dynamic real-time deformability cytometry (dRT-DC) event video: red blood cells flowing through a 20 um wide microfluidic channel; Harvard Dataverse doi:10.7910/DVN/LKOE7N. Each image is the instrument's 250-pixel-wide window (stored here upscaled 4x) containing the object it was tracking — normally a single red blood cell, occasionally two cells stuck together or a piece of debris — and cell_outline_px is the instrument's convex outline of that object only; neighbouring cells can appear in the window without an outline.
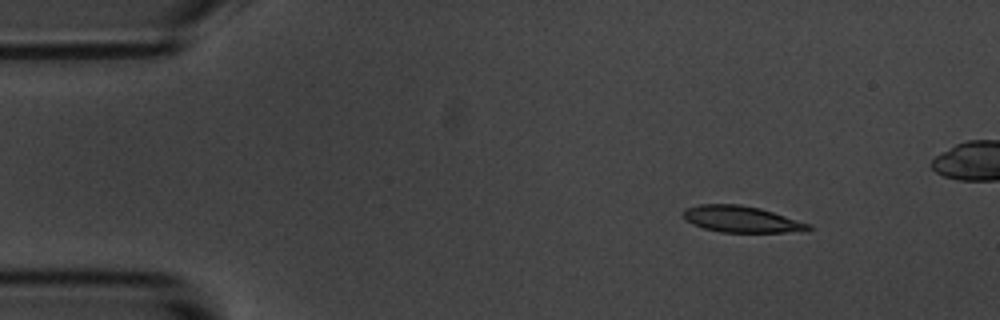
{"species": "common noctule bat (a hibernating species)", "species_latin": "Nyctalus noctula", "temperature_condition": "room temperature", "stored_images_in_passage": 5, "camera_frame_rate_fps": 3000, "um_per_image_px": 0.085, "animal": {"sex": "male", "body_mass_g": 20.1, "forearm_length_mm": 53.5}, "frame": {"image": 1, "passage_image": 2, "time_ms": 1.0, "image_size_px": [1000, 320], "cell_outline_px": [[812, 228], [784, 232], [720, 232], [704, 228], [692, 224], [684, 216], [684, 208], [700, 204], [740, 204], [760, 208], [812, 224]], "centroid_in_image_um": [63.0, 18.62], "position_along_channel_um": 22.0, "area_um2": 19.02}}